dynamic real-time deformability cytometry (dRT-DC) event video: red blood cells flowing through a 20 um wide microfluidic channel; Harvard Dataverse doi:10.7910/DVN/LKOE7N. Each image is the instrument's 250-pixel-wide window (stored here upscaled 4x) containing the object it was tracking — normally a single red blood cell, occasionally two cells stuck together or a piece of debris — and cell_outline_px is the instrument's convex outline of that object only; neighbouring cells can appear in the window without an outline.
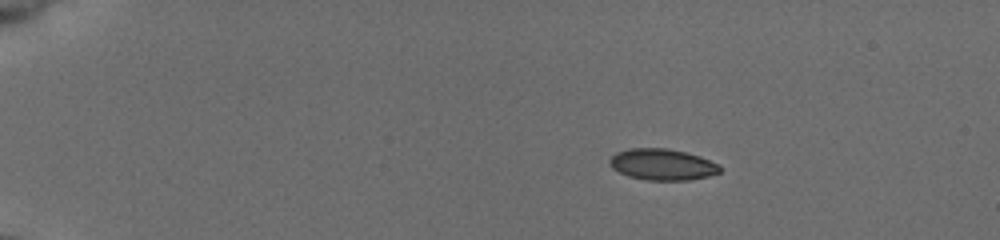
{"species": "common noctule bat (a hibernating species)", "species_latin": "Nyctalus noctula", "temperature_condition": "cold", "stored_images_in_passage": 45, "camera_frame_rate_fps": 3000, "um_per_image_px": 0.085, "animal": {"sex": "female", "body_mass_g": 19.5, "forearm_length_mm": 54.1}, "frame": {"image": 1, "passage_image": 1, "time_ms": 0.0, "image_size_px": [1000, 240], "cell_outline_px": [[720, 172], [708, 176], [688, 180], [648, 180], [628, 176], [612, 168], [608, 164], [608, 160], [616, 152], [628, 148], [668, 148], [700, 156], [720, 164]], "centroid_in_image_um": [56.28, 13.97], "position_along_channel_um": 28.7, "area_um2": 20.17}}
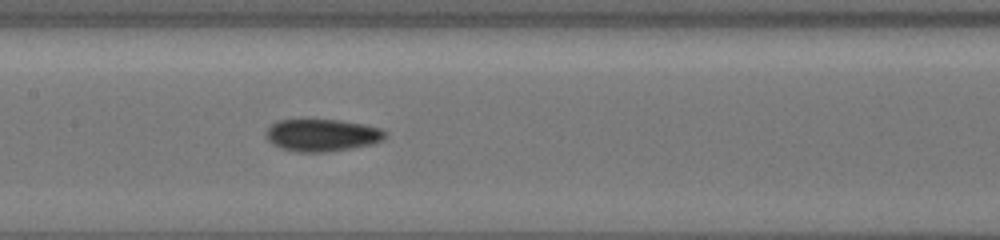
{"frame": {"image": 2, "passage_image": 20, "time_ms": 6.333, "image_size_px": [1000, 240], "cell_outline_px": [[388, 132], [384, 140], [372, 144], [352, 148], [328, 152], [300, 152], [280, 148], [272, 144], [264, 136], [264, 132], [276, 120], [340, 120], [364, 124], [380, 128]], "centroid_in_image_um": [27.38, 11.49], "position_along_channel_um": 180.0, "area_um2": 22.66}}
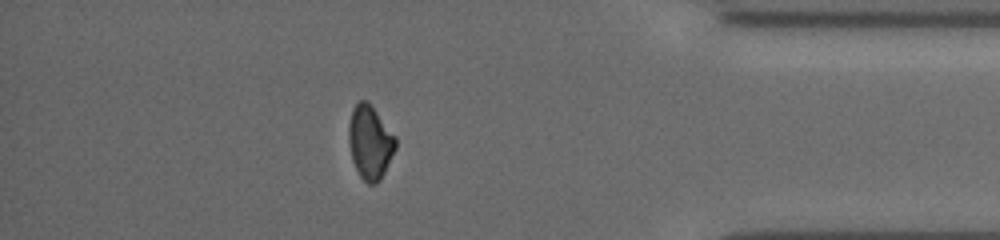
{"frame": {"image": 3, "passage_image": 39, "time_ms": 12.667, "image_size_px": [1000, 240], "cell_outline_px": [[396, 148], [380, 180], [376, 184], [368, 184], [360, 176], [352, 160], [348, 140], [348, 124], [352, 108], [360, 100], [368, 100], [396, 136]], "centroid_in_image_um": [31.44, 12.06], "position_along_channel_um": 403.8, "area_um2": 20.29}, "authors_computed_cell_mechanics": {"area_um2": 21.2126, "velocity_mm_per_s": 3.9441, "shape_relaxation_time_tau1_ms": 6.2414, "shape_relaxation_time_tau2_ms": 1.9905, "deformation_change_tau1": 0.1173, "deformation_change_tau2": 0.0636}}